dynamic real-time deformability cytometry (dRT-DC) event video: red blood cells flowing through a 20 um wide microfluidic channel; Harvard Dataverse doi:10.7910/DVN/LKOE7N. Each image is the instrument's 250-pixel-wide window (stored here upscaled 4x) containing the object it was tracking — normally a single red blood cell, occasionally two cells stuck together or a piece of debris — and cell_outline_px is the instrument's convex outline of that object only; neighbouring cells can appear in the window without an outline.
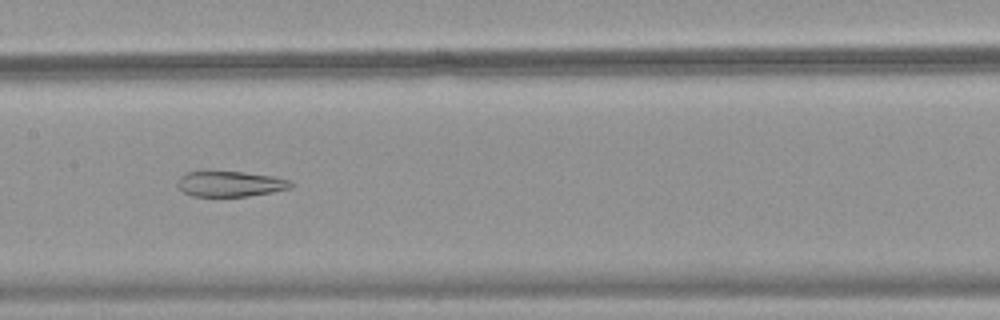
{"species": "common noctule bat (a hibernating species)", "species_latin": "Nyctalus noctula", "temperature_condition": "warm", "stored_images_in_passage": 51, "camera_frame_rate_fps": 3000, "um_per_image_px": 0.085, "animal": {"sex": "female", "body_mass_g": 18.4}, "frame": {"image": 1, "passage_image": 26, "time_ms": 8.333, "image_size_px": [1000, 320], "cell_outline_px": [[292, 188], [272, 192], [248, 196], [192, 196], [184, 192], [176, 184], [176, 180], [180, 176], [188, 172], [244, 172], [272, 176], [292, 180]], "centroid_in_image_um": [19.58, 15.63], "position_along_channel_um": 187.8, "area_um2": 16.76}}
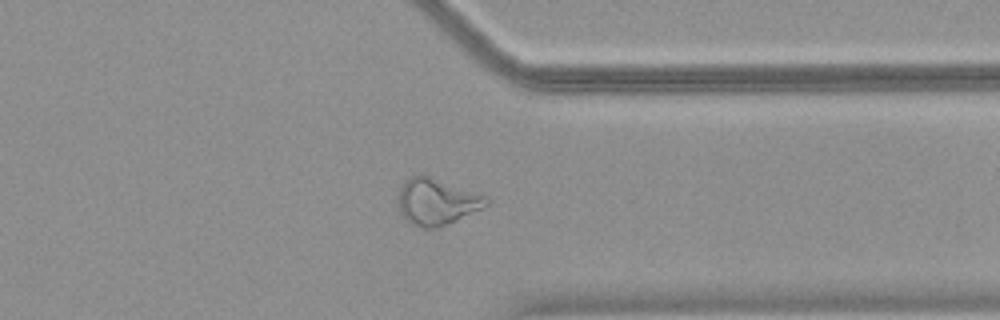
{"frame": {"image": 2, "passage_image": 40, "time_ms": 13.0, "image_size_px": [1000, 320], "cell_outline_px": [[488, 204], [456, 220], [436, 228], [420, 228], [412, 224], [400, 212], [396, 200], [400, 188], [404, 180], [412, 176], [428, 176], [488, 196]], "centroid_in_image_um": [37.07, 17.14], "position_along_channel_um": 374.3, "area_um2": 23.47}}
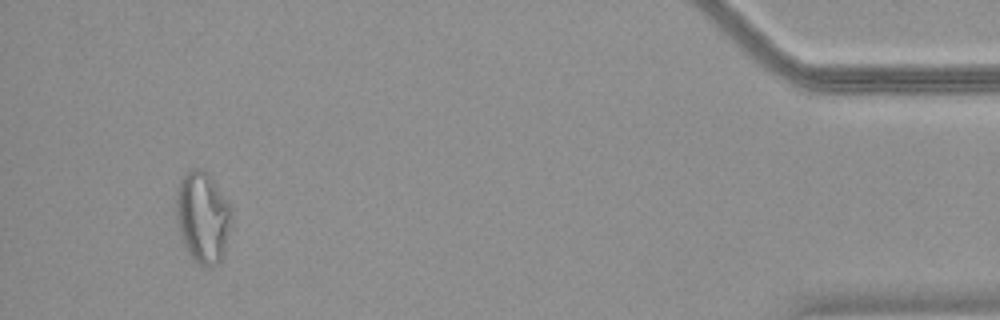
{"frame": {"image": 3, "passage_image": 48, "time_ms": 15.667, "image_size_px": [1000, 320], "cell_outline_px": [[232, 220], [228, 236], [220, 260], [216, 264], [196, 264], [188, 252], [184, 244], [176, 220], [176, 192], [180, 180], [192, 168], [200, 168], [212, 180], [228, 204]], "centroid_in_image_um": [17.2, 18.46], "position_along_channel_um": 418.0, "area_um2": 28.55}}